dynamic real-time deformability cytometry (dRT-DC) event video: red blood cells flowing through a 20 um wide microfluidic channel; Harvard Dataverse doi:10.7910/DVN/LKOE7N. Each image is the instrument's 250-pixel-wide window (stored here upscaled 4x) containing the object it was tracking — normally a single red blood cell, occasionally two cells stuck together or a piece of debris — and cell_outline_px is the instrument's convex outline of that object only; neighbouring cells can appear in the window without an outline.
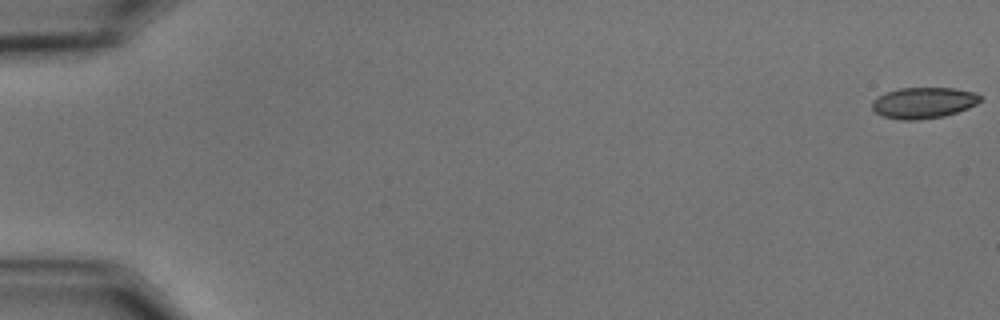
{"species": "common noctule bat (a hibernating species)", "species_latin": "Nyctalus noctula", "temperature_condition": "cold", "stored_images_in_passage": 44, "camera_frame_rate_fps": 3000, "um_per_image_px": 0.085, "animal": {"sex": "male", "body_mass_g": 15.6}, "frame": {"image": 1, "passage_image": 1, "time_ms": 0.0, "image_size_px": [1000, 320], "cell_outline_px": [[980, 100], [976, 104], [968, 108], [944, 116], [920, 120], [900, 120], [884, 116], [876, 112], [872, 108], [872, 100], [884, 92], [900, 88], [956, 88], [976, 92], [980, 96]], "centroid_in_image_um": [78.49, 8.73], "position_along_channel_um": 6.5, "area_um2": 19.65}}
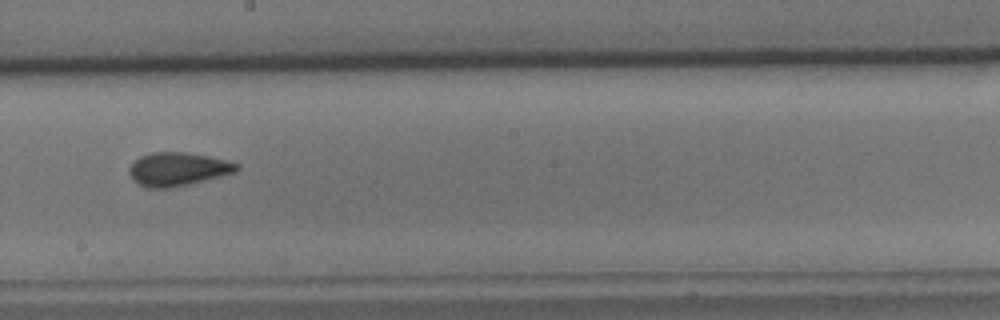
{"frame": {"image": 2, "passage_image": 34, "time_ms": 11.0, "image_size_px": [1000, 320], "cell_outline_px": [[240, 168], [236, 172], [172, 188], [148, 188], [132, 180], [128, 172], [128, 168], [140, 156], [152, 152], [184, 152], [208, 156], [240, 164]], "centroid_in_image_um": [15.09, 14.38], "position_along_channel_um": 233.1, "area_um2": 20.87}}
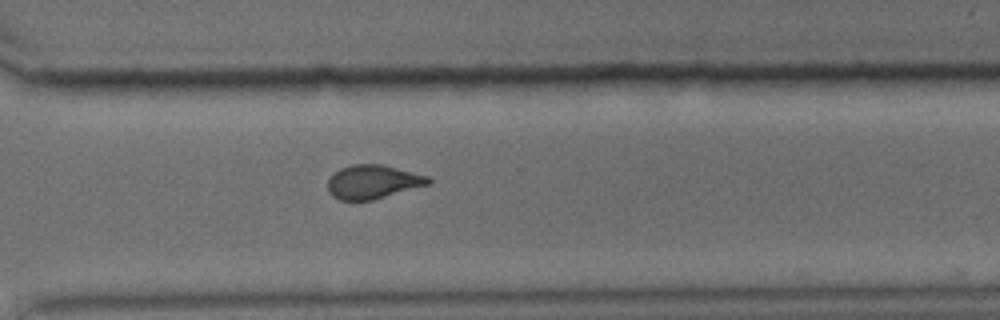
{"frame": {"image": 3, "passage_image": 43, "time_ms": 14.0, "image_size_px": [1000, 320], "cell_outline_px": [[432, 180], [428, 184], [372, 200], [340, 200], [332, 196], [328, 192], [328, 180], [340, 168], [352, 164], [384, 164], [428, 176]], "centroid_in_image_um": [31.68, 15.45], "position_along_channel_um": 338.9, "area_um2": 19.65}}